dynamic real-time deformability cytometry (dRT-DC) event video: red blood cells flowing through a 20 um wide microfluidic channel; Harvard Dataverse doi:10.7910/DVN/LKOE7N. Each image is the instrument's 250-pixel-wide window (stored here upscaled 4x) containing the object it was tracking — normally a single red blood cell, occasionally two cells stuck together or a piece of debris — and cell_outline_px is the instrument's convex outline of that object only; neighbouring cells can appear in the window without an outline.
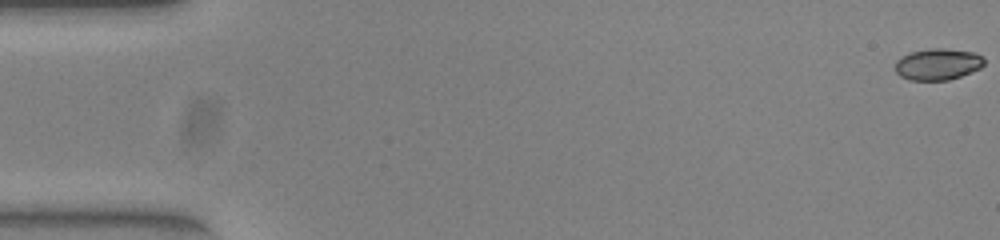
{"species": "common noctule bat (a hibernating species)", "species_latin": "Nyctalus noctula", "temperature_condition": "warm", "stored_images_in_passage": 10, "camera_frame_rate_fps": 3000, "um_per_image_px": 0.085, "animal": {"sex": "female", "body_mass_g": 23.0, "forearm_length_mm": 53.4}, "frame": {"image": 1, "passage_image": 1, "time_ms": 0.0, "image_size_px": [1000, 240], "cell_outline_px": [[984, 64], [980, 68], [972, 72], [948, 80], [908, 80], [900, 76], [896, 72], [896, 60], [900, 56], [912, 52], [932, 48], [944, 48], [976, 52], [984, 60]], "centroid_in_image_um": [79.71, 5.46], "position_along_channel_um": 5.3, "area_um2": 16.36}}